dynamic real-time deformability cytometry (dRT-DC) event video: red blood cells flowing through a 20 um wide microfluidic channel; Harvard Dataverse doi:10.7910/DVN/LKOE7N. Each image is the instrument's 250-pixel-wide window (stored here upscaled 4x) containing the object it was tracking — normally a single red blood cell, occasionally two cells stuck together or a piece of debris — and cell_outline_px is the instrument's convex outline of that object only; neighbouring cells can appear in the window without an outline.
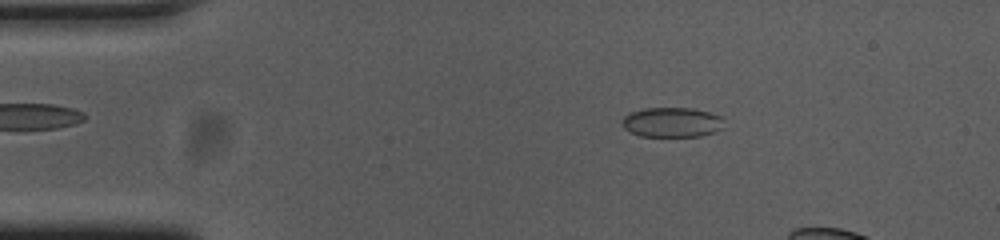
{"species": "common noctule bat (a hibernating species)", "species_latin": "Nyctalus noctula", "temperature_condition": "cold", "stored_images_in_passage": 44, "camera_frame_rate_fps": 3000, "um_per_image_px": 0.085, "animal": {"sex": "female", "body_mass_g": 23.0, "forearm_length_mm": 53.4}, "frame": {"image": 1, "passage_image": 5, "time_ms": 1.333, "image_size_px": [1000, 240], "cell_outline_px": [[724, 116], [720, 128], [712, 132], [700, 136], [640, 136], [624, 128], [620, 120], [624, 116], [632, 112], [644, 108], [692, 108]], "centroid_in_image_um": [57.09, 10.38], "position_along_channel_um": 27.9, "area_um2": 17.57}}
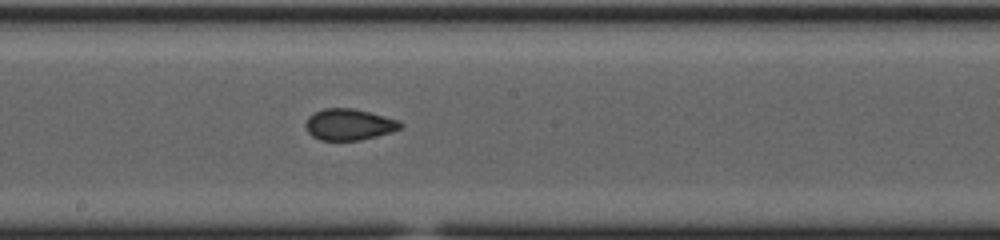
{"frame": {"image": 2, "passage_image": 25, "time_ms": 8.0, "image_size_px": [1000, 240], "cell_outline_px": [[404, 124], [400, 128], [392, 132], [360, 140], [320, 140], [312, 136], [308, 132], [304, 124], [308, 116], [324, 108], [352, 108], [400, 120]], "centroid_in_image_um": [29.66, 10.58], "position_along_channel_um": 218.5, "area_um2": 17.28}}
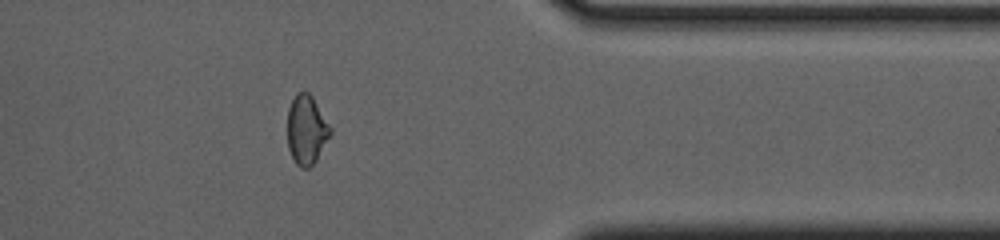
{"frame": {"image": 3, "passage_image": 40, "time_ms": 13.0, "image_size_px": [1000, 240], "cell_outline_px": [[332, 132], [316, 160], [308, 168], [300, 168], [296, 164], [288, 148], [288, 108], [296, 92], [308, 92], [312, 96], [332, 128]], "centroid_in_image_um": [26.05, 11.03], "position_along_channel_um": 385.3, "area_um2": 17.22}, "authors_computed_cell_mechanics": {"area_um2": 17.4267, "velocity_mm_per_s": 3.6841, "shape_relaxation_time_tau1_ms": null, "shape_relaxation_time_tau2_ms": 1.1844, "deformation_change_tau1": null, "deformation_change_tau2": 0.0476}}